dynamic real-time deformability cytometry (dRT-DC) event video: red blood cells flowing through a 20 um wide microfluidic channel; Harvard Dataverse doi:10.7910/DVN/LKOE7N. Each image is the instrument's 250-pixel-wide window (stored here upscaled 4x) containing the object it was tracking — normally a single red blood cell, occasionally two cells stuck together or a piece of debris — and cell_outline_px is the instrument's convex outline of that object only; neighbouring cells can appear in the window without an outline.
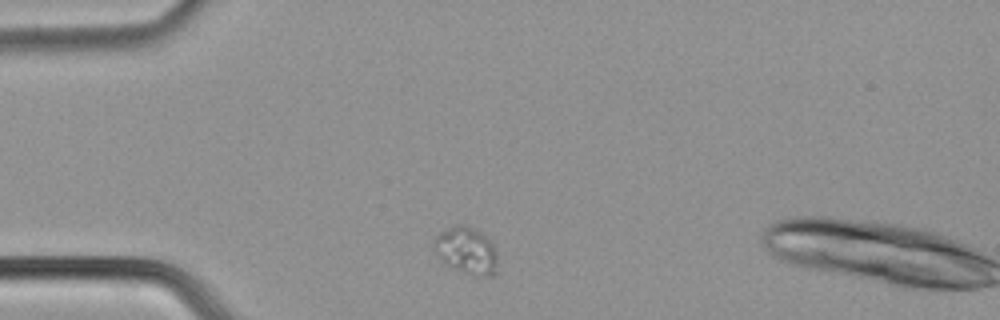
{"species": "common noctule bat (a hibernating species)", "species_latin": "Nyctalus noctula", "temperature_condition": "cold", "stored_images_in_passage": 3, "camera_frame_rate_fps": 3000, "um_per_image_px": 0.085, "animal": {"sex": "male", "body_mass_g": 21.5, "forearm_length_mm": 52.0}, "frame": {"image": 1, "passage_image": 1, "time_ms": 0.0, "image_size_px": [1000, 320], "cell_outline_px": [[500, 272], [492, 276], [472, 276], [448, 268], [444, 264], [432, 248], [432, 240], [440, 232], [452, 224], [464, 224], [480, 232], [492, 240], [496, 244]], "centroid_in_image_um": [39.68, 21.33], "position_along_channel_um": 45.3, "area_um2": 18.67}}